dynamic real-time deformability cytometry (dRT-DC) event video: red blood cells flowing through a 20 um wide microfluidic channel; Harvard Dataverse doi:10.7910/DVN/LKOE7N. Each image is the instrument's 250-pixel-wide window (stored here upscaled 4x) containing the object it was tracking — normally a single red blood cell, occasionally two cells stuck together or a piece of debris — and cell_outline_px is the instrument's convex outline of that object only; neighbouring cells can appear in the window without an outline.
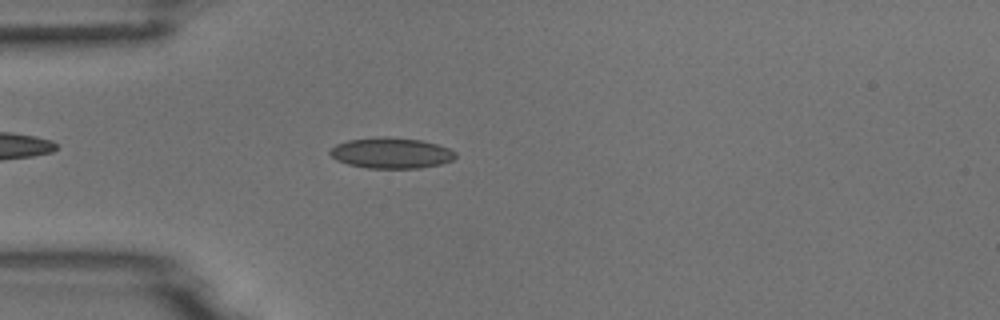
{"species": "common noctule bat (a hibernating species)", "species_latin": "Nyctalus noctula", "temperature_condition": "room temperature", "stored_images_in_passage": 4, "camera_frame_rate_fps": 3000, "um_per_image_px": 0.085, "animal": {"sex": "male", "body_mass_g": 18.8}, "frame": {"image": 1, "passage_image": 4, "time_ms": 4.333, "image_size_px": [1000, 320], "cell_outline_px": [[456, 156], [452, 160], [440, 164], [420, 168], [368, 168], [348, 164], [336, 160], [328, 152], [336, 144], [348, 140], [376, 136], [388, 136], [420, 140], [436, 144], [448, 148], [456, 152]], "centroid_in_image_um": [33.23, 13.0], "position_along_channel_um": 51.8, "area_um2": 22.54}}